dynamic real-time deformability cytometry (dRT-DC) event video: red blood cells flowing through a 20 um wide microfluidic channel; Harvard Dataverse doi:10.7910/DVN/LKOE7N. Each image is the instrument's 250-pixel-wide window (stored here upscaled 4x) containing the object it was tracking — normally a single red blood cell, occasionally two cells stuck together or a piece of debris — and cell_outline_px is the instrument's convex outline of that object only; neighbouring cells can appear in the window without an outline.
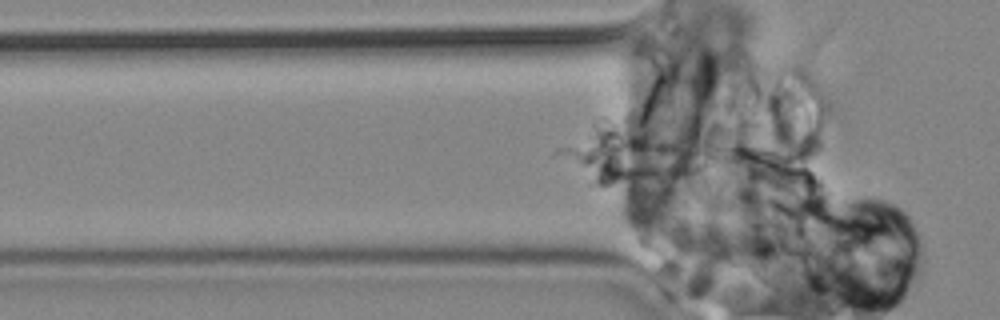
{"species": "common noctule bat (a hibernating species)", "species_latin": "Nyctalus noctula", "temperature_condition": "cold", "stored_images_in_passage": 14, "camera_frame_rate_fps": 3000, "um_per_image_px": 0.085, "animal": {"sex": "male", "body_mass_g": 19.2, "forearm_length_mm": 51.8}, "frame": {"image": 1, "passage_image": 12, "time_ms": 3.667, "image_size_px": [1000, 320], "cell_outline_px": [[708, 152], [704, 168], [696, 172], [684, 176], [660, 180], [616, 180], [600, 172], [596, 168], [596, 160], [600, 144], [616, 136], [664, 136], [704, 148]], "centroid_in_image_um": [55.16, 13.44], "position_along_channel_um": 70.6, "area_um2": 29.77}}